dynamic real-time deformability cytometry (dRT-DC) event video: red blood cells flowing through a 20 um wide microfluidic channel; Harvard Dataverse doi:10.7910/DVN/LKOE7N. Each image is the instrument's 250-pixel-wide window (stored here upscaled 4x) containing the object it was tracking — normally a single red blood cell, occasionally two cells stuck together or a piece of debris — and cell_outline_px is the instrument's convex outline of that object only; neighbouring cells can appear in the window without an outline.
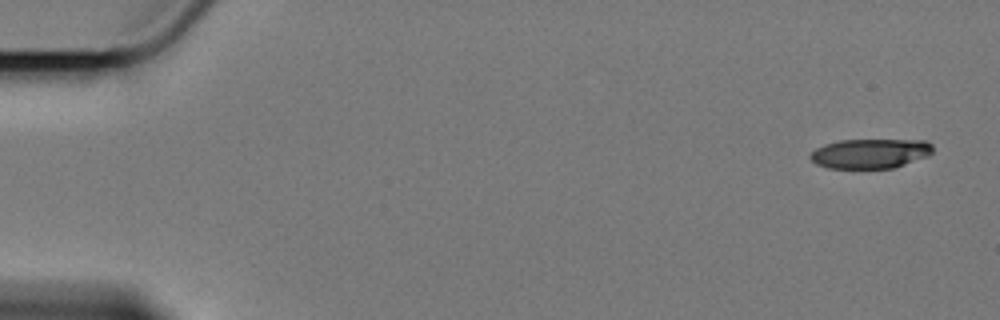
{"species": "Egyptian fruit bat (a non-hibernating species)", "species_latin": "Rousettus aegyptiacus", "temperature_condition": "cold", "stored_images_in_passage": 57, "camera_frame_rate_fps": 3000, "um_per_image_px": 0.085, "animal": {"sex": "female"}, "frame": {"image": 1, "passage_image": 1, "time_ms": 0.0, "image_size_px": [1000, 320], "cell_outline_px": [[932, 152], [928, 156], [892, 168], [828, 168], [816, 164], [808, 156], [816, 148], [824, 144], [840, 140], [928, 140], [932, 144]], "centroid_in_image_um": [73.96, 13.04], "position_along_channel_um": 11.0, "area_um2": 21.15}}
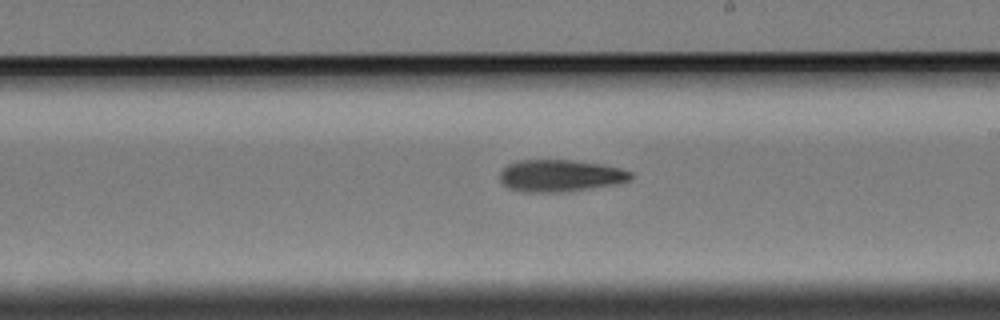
{"frame": {"image": 2, "passage_image": 33, "time_ms": 10.667, "image_size_px": [1000, 320], "cell_outline_px": [[632, 176], [628, 180], [616, 184], [560, 192], [524, 192], [508, 188], [500, 180], [500, 172], [508, 164], [520, 160], [572, 160], [604, 164], [620, 168], [632, 172]], "centroid_in_image_um": [47.61, 14.92], "position_along_channel_um": 241.4, "area_um2": 24.28}}
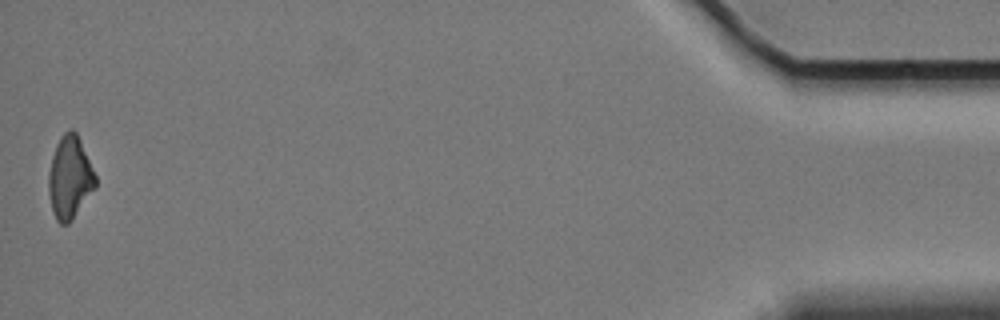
{"frame": {"image": 3, "passage_image": 57, "time_ms": 18.667, "image_size_px": [1000, 320], "cell_outline_px": [[96, 188], [72, 220], [68, 224], [60, 224], [56, 220], [52, 212], [48, 192], [48, 172], [52, 156], [56, 144], [60, 136], [68, 128], [72, 128], [76, 132], [80, 140], [96, 176]], "centroid_in_image_um": [5.92, 15.1], "position_along_channel_um": 429.3, "area_um2": 22.83}, "authors_computed_cell_mechanics": {"area_um2": 23.987, "velocity_mm_per_s": 3.4197, "shape_relaxation_time_tau1_ms": 4.785, "shape_relaxation_time_tau2_ms": null, "deformation_change_tau1": 0.1254, "deformation_change_tau2": null}}